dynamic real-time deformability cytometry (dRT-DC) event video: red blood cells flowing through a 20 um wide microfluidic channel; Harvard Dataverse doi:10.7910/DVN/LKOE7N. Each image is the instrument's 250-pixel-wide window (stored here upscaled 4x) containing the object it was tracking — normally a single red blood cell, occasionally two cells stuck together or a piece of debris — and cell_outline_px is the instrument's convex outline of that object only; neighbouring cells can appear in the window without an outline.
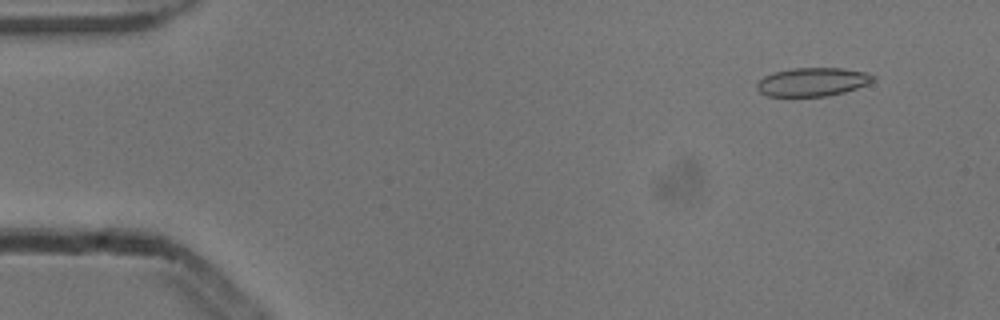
{"species": "common noctule bat (a hibernating species)", "species_latin": "Nyctalus noctula", "temperature_condition": "cold", "stored_images_in_passage": 4, "camera_frame_rate_fps": 3000, "um_per_image_px": 0.085, "animal": {"sex": "male", "body_mass_g": 13.3}, "frame": {"image": 1, "passage_image": 1, "time_ms": 0.0, "image_size_px": [1000, 320], "cell_outline_px": [[876, 80], [868, 84], [844, 92], [824, 96], [768, 96], [760, 92], [756, 88], [756, 84], [764, 76], [776, 72], [792, 68], [844, 68], [864, 72], [876, 76]], "centroid_in_image_um": [69.08, 6.96], "position_along_channel_um": 15.9, "area_um2": 19.25}}
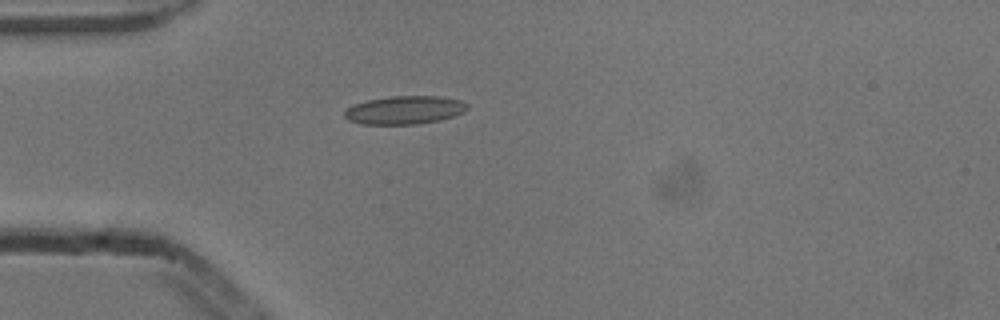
{"frame": {"image": 2, "passage_image": 4, "time_ms": 1.0, "image_size_px": [1000, 320], "cell_outline_px": [[468, 108], [464, 112], [440, 120], [416, 124], [364, 124], [348, 120], [344, 116], [344, 112], [352, 104], [368, 100], [392, 96], [436, 96], [460, 100], [468, 104]], "centroid_in_image_um": [34.38, 9.35], "position_along_channel_um": 50.6, "area_um2": 20.11}}